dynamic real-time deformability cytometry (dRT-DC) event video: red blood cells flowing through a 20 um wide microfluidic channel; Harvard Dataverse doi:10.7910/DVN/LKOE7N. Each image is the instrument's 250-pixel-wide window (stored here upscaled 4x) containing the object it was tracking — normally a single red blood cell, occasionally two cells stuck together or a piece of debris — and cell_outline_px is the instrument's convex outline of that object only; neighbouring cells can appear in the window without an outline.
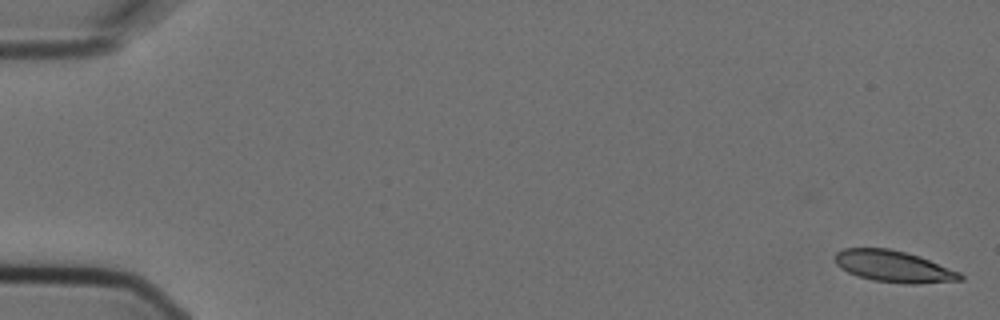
{"species": "Egyptian fruit bat (a non-hibernating species)", "species_latin": "Rousettus aegyptiacus", "temperature_condition": "cold", "stored_images_in_passage": 6, "segment_of_instrument_passage": [1, 2], "camera_frame_rate_fps": 3000, "um_per_image_px": 0.085, "animal": {"sex": "female"}, "frame": {"image": 1, "passage_image": 1, "time_ms": 0.0, "image_size_px": [1000, 320], "cell_outline_px": [[964, 280], [916, 284], [908, 284], [872, 280], [856, 276], [840, 268], [836, 264], [832, 256], [836, 252], [844, 248], [888, 248], [920, 256], [960, 272], [964, 276]], "centroid_in_image_um": [75.94, 22.65], "position_along_channel_um": 9.1, "area_um2": 23.24}}